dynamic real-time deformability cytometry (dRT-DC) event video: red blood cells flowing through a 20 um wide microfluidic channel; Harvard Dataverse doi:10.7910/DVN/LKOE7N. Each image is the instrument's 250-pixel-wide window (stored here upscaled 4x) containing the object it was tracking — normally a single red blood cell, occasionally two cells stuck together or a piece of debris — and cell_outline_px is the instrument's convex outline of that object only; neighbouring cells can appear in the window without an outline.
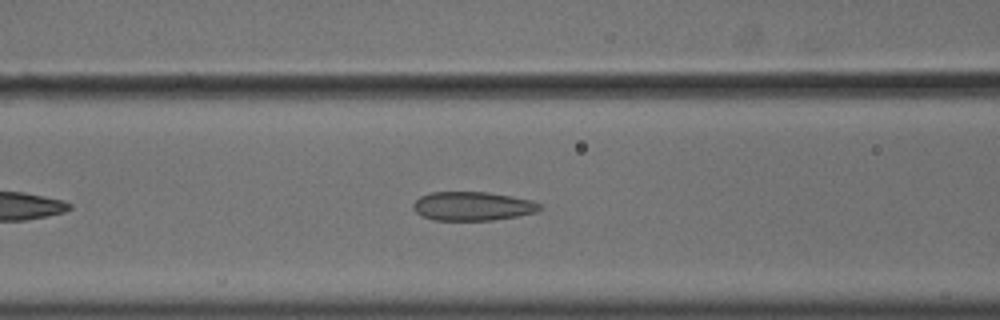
{"species": "common noctule bat (a hibernating species)", "species_latin": "Nyctalus noctula", "temperature_condition": "cold", "stored_images_in_passage": 35, "camera_frame_rate_fps": 3000, "um_per_image_px": 0.085, "animal": {"sex": "male", "body_mass_g": 18.8}, "frame": {"image": 1, "passage_image": 9, "time_ms": 2.667, "image_size_px": [1000, 320], "cell_outline_px": [[544, 208], [536, 212], [520, 216], [492, 220], [432, 220], [420, 216], [416, 212], [412, 204], [420, 196], [428, 192], [488, 192], [512, 196], [532, 200], [540, 204]], "centroid_in_image_um": [40.18, 17.52], "position_along_channel_um": 126.4, "area_um2": 21.56}}
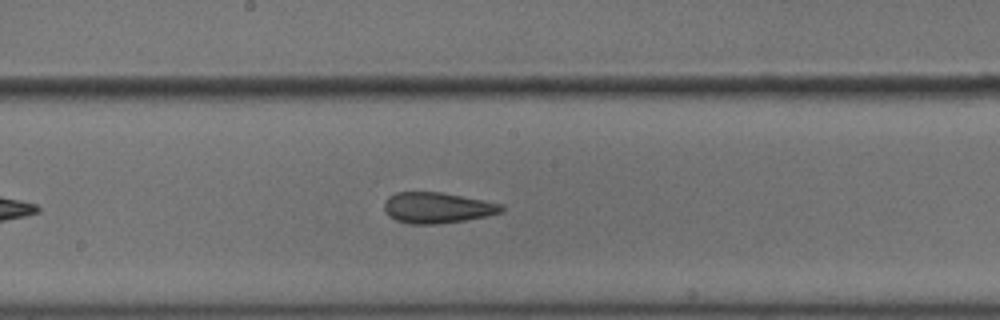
{"frame": {"image": 2, "passage_image": 16, "time_ms": 5.0, "image_size_px": [1000, 320], "cell_outline_px": [[504, 212], [488, 216], [440, 224], [408, 224], [396, 220], [388, 216], [384, 212], [384, 200], [388, 196], [396, 192], [440, 192], [504, 204]], "centroid_in_image_um": [37.15, 17.66], "position_along_channel_um": 211.0, "area_um2": 21.33}}
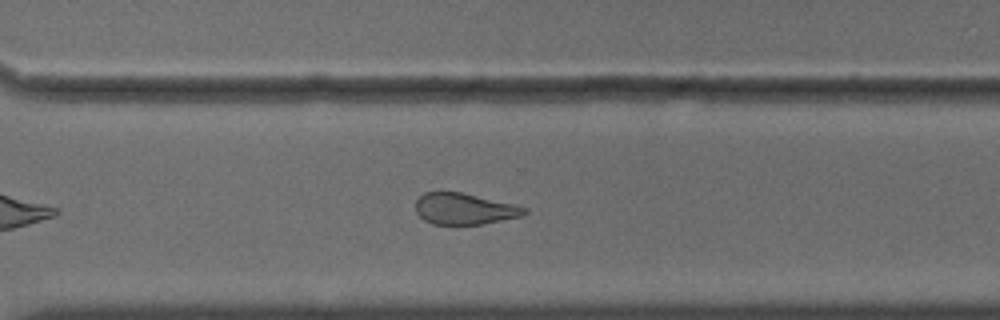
{"frame": {"image": 3, "passage_image": 26, "time_ms": 8.333, "image_size_px": [1000, 320], "cell_outline_px": [[528, 212], [524, 216], [484, 224], [432, 224], [424, 220], [416, 212], [416, 200], [424, 192], [460, 192], [512, 204], [528, 208]], "centroid_in_image_um": [39.48, 17.76], "position_along_channel_um": 331.1, "area_um2": 19.77}, "authors_computed_cell_mechanics": {"area_um2": 21.2126, "velocity_mm_per_s": 3.6174, "shape_relaxation_time_tau1_ms": null, "shape_relaxation_time_tau2_ms": 2.2298, "deformation_change_tau1": null, "deformation_change_tau2": 0.1032}}